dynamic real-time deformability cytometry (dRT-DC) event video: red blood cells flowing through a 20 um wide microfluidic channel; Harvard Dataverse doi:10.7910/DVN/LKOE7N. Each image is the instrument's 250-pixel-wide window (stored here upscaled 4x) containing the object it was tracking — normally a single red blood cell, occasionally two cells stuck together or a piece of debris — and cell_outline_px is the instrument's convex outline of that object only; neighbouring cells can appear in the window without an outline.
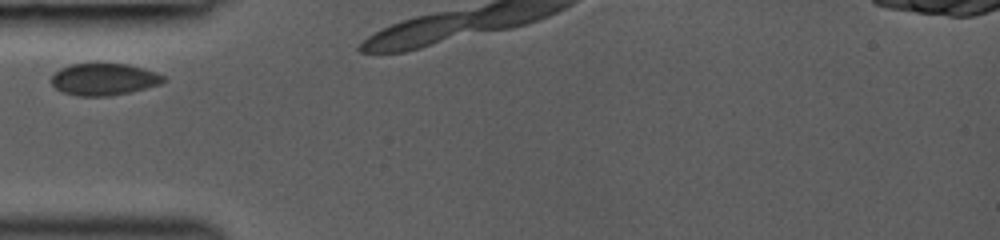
{"species": "common noctule bat (a hibernating species)", "species_latin": "Nyctalus noctula", "temperature_condition": "room temperature", "stored_images_in_passage": 2, "camera_frame_rate_fps": 3000, "um_per_image_px": 0.085, "animal": {"sex": "female", "body_mass_g": 19.0, "forearm_length_mm": 53.3}, "frame": {"image": 1, "passage_image": 1, "time_ms": 0.0, "image_size_px": [1000, 240], "cell_outline_px": [[168, 80], [160, 84], [128, 92], [108, 96], [76, 96], [64, 92], [56, 88], [52, 84], [52, 76], [60, 68], [72, 64], [128, 64], [144, 68], [156, 72], [164, 76]], "centroid_in_image_um": [8.86, 6.74], "position_along_channel_um": 76.1, "area_um2": 20.69}}